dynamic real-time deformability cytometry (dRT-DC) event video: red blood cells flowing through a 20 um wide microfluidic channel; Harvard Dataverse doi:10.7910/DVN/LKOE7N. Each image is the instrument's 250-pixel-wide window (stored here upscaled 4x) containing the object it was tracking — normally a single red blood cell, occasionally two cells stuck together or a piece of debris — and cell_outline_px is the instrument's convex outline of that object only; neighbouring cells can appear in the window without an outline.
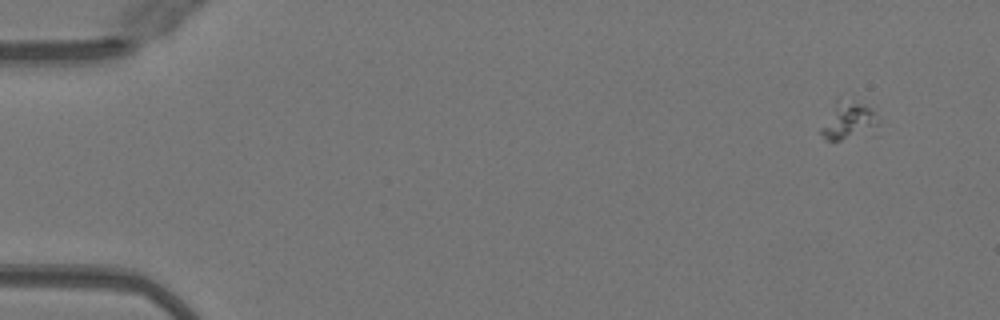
{"species": "Egyptian fruit bat (a non-hibernating species)", "species_latin": "Rousettus aegyptiacus", "temperature_condition": "warm", "stored_images_in_passage": 37, "camera_frame_rate_fps": 3000, "um_per_image_px": 0.085, "animal": {"sex": "female"}, "frame": {"image": 1, "passage_image": 1, "time_ms": 0.0, "image_size_px": [1000, 320], "cell_outline_px": [[876, 136], [840, 140], [828, 140], [820, 132], [820, 128], [836, 100], [856, 104], [872, 108], [876, 124]], "centroid_in_image_um": [72.15, 10.38], "position_along_channel_um": 12.9, "area_um2": 12.37}}
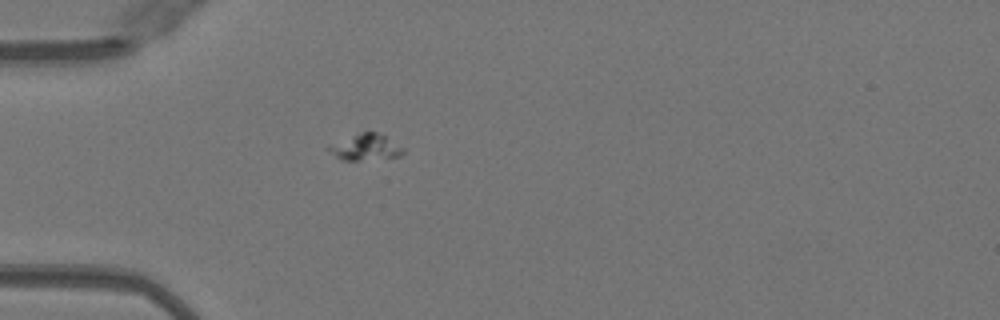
{"frame": {"image": 2, "passage_image": 13, "time_ms": 4.0, "image_size_px": [1000, 320], "cell_outline_px": [[404, 152], [400, 156], [356, 160], [340, 160], [324, 148], [364, 132], [376, 132], [384, 136], [404, 148]], "centroid_in_image_um": [31.08, 12.54], "position_along_channel_um": 53.9, "area_um2": 10.81}}